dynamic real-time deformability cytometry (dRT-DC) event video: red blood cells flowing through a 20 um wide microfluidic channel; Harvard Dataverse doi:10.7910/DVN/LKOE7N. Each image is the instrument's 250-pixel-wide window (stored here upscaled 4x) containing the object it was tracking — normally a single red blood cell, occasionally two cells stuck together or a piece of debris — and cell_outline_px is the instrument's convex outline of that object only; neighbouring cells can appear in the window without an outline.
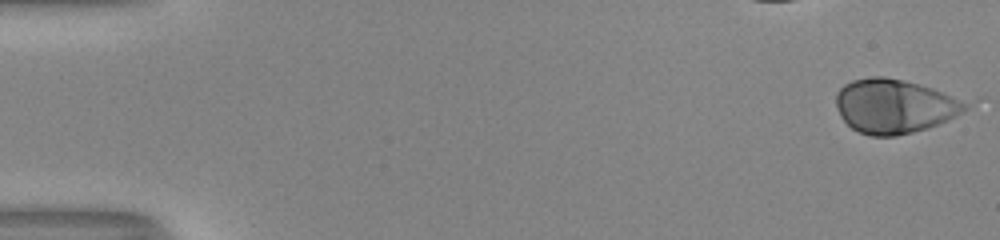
{"species": "human", "species_latin": "Homo sapiens", "temperature_condition": "room temperature", "stored_images_in_passage": 52, "camera_frame_rate_fps": 3000, "um_per_image_px": 0.085, "donor": {"sex": "male"}, "frame": {"image": 1, "passage_image": 1, "time_ms": 0.0, "image_size_px": [1000, 240], "cell_outline_px": [[980, 96], [968, 108], [956, 116], [948, 120], [928, 128], [896, 136], [872, 136], [860, 132], [852, 128], [840, 116], [836, 108], [836, 92], [844, 84], [852, 80], [872, 76], [884, 76], [904, 80]], "centroid_in_image_um": [76.27, 8.97], "position_along_channel_um": 8.7, "area_um2": 43.06}}
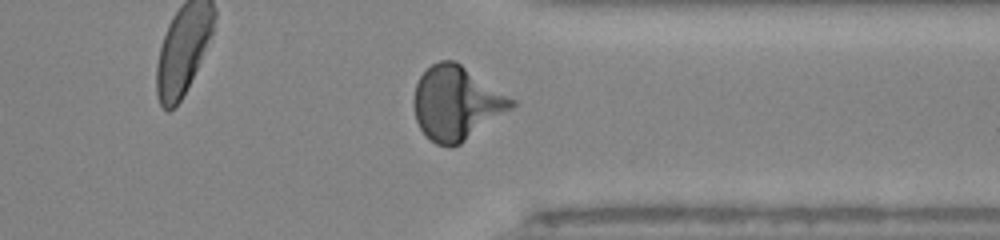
{"frame": {"image": 2, "passage_image": 41, "time_ms": 13.333, "image_size_px": [1000, 240], "cell_outline_px": [[516, 104], [512, 108], [460, 144], [436, 144], [420, 128], [416, 120], [412, 104], [412, 96], [416, 84], [420, 76], [432, 64], [440, 60], [456, 60], [516, 100]], "centroid_in_image_um": [38.78, 8.72], "position_along_channel_um": 372.6, "area_um2": 41.73}}
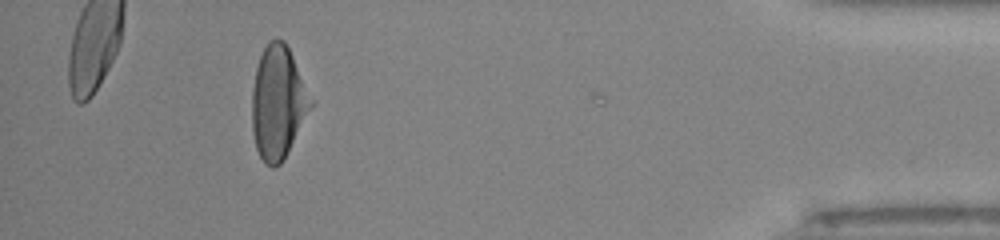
{"frame": {"image": 3, "passage_image": 48, "time_ms": 15.667, "image_size_px": [1000, 240], "cell_outline_px": [[312, 104], [280, 164], [276, 168], [272, 168], [264, 164], [256, 148], [252, 132], [252, 88], [256, 68], [260, 56], [268, 40], [284, 40], [292, 56], [312, 100]], "centroid_in_image_um": [23.58, 8.72], "position_along_channel_um": 411.6, "area_um2": 37.8}, "authors_computed_cell_mechanics": {"area_um2": 39.1595, "velocity_mm_per_s": 4.0528, "shape_relaxation_time_tau1_ms": 3.9718, "shape_relaxation_time_tau2_ms": null, "deformation_change_tau1": 0.2131, "deformation_change_tau2": null}}